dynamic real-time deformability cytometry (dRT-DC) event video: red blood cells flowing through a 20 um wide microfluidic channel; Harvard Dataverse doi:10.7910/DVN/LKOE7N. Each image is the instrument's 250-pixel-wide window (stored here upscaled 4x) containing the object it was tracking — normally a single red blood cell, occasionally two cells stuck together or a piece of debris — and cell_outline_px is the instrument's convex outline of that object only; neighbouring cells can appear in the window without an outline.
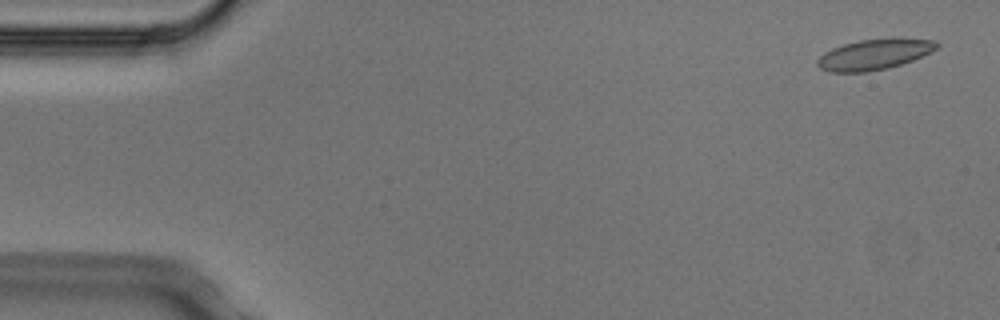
{"species": "Egyptian fruit bat (a non-hibernating species)", "species_latin": "Rousettus aegyptiacus", "temperature_condition": "cold", "stored_images_in_passage": 4, "camera_frame_rate_fps": 3000, "um_per_image_px": 0.085, "animal": {"sex": "male"}, "frame": {"image": 1, "passage_image": 1, "time_ms": 0.0, "image_size_px": [1000, 320], "cell_outline_px": [[940, 44], [932, 52], [912, 60], [888, 68], [868, 72], [828, 72], [820, 68], [816, 64], [816, 60], [824, 52], [832, 48], [844, 44], [860, 40], [892, 36], [936, 40]], "centroid_in_image_um": [74.34, 4.59], "position_along_channel_um": 10.7, "area_um2": 21.79}}